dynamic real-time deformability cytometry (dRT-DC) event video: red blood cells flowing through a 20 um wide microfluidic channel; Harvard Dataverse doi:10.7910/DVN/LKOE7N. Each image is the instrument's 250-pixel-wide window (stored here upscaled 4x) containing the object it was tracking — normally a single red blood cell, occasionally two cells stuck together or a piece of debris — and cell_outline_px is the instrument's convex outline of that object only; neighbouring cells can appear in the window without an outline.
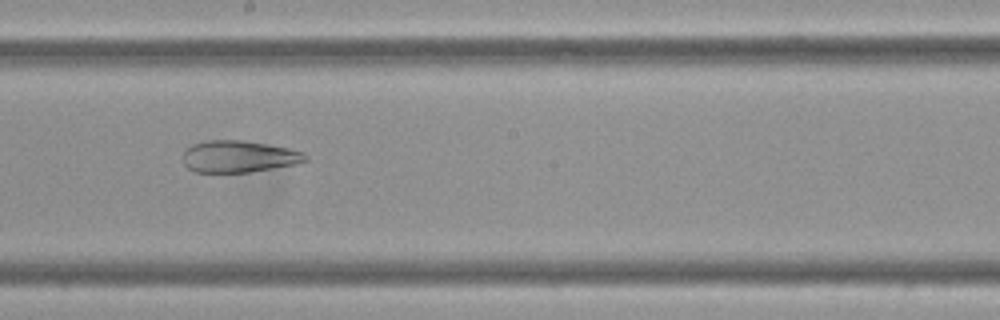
{"species": "Egyptian fruit bat (a non-hibernating species)", "species_latin": "Rousettus aegyptiacus", "temperature_condition": "cold", "stored_images_in_passage": 57, "camera_frame_rate_fps": 3000, "um_per_image_px": 0.085, "frame": {"image": 1, "passage_image": 31, "time_ms": 10.0, "image_size_px": [1000, 320], "cell_outline_px": [[308, 160], [296, 164], [248, 172], [196, 172], [188, 168], [184, 164], [184, 152], [192, 144], [208, 140], [240, 140], [288, 148], [304, 152], [308, 156]], "centroid_in_image_um": [20.31, 13.3], "position_along_channel_um": 227.9, "area_um2": 22.48}}
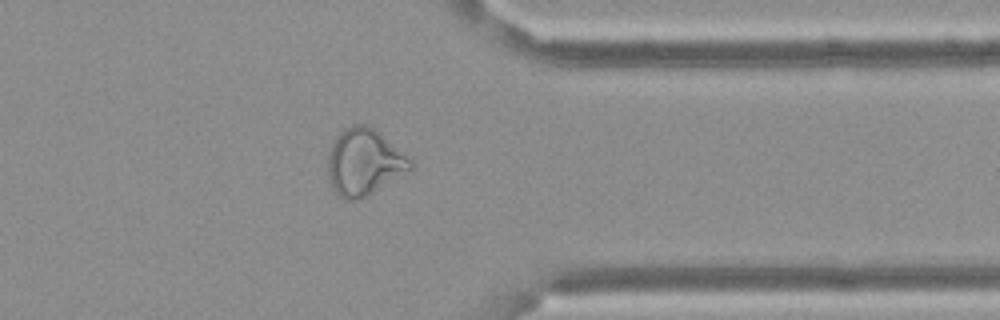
{"frame": {"image": 2, "passage_image": 45, "time_ms": 14.667, "image_size_px": [1000, 320], "cell_outline_px": [[412, 168], [364, 196], [356, 200], [344, 200], [332, 188], [328, 172], [328, 156], [332, 144], [340, 132], [344, 128], [352, 124], [364, 124], [372, 128], [404, 156], [412, 164]], "centroid_in_image_um": [30.85, 13.78], "position_along_channel_um": 380.5, "area_um2": 30.46}}
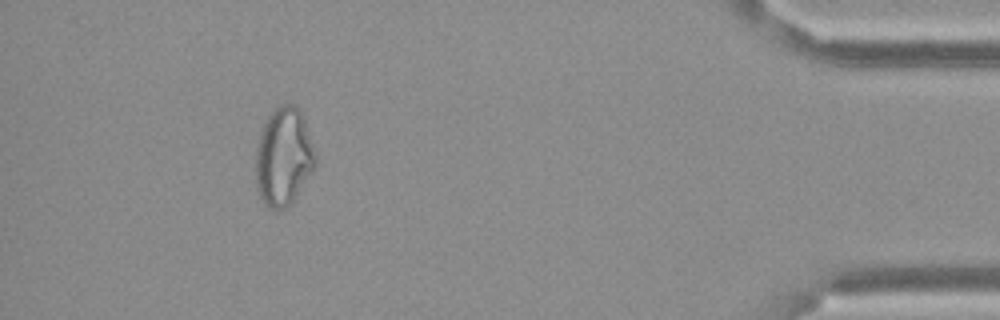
{"frame": {"image": 3, "passage_image": 52, "time_ms": 17.0, "image_size_px": [1000, 320], "cell_outline_px": [[316, 164], [312, 172], [292, 200], [284, 208], [276, 212], [268, 208], [260, 200], [256, 184], [256, 148], [260, 132], [268, 116], [276, 104], [292, 104], [300, 108], [304, 116], [316, 152]], "centroid_in_image_um": [24.1, 13.3], "position_along_channel_um": 411.1, "area_um2": 34.56}}